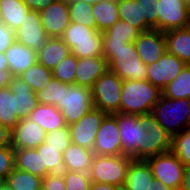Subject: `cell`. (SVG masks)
<instances>
[{
  "instance_id": "obj_1",
  "label": "cell",
  "mask_w": 190,
  "mask_h": 190,
  "mask_svg": "<svg viewBox=\"0 0 190 190\" xmlns=\"http://www.w3.org/2000/svg\"><path fill=\"white\" fill-rule=\"evenodd\" d=\"M162 92L147 80H125L122 84L120 113H151Z\"/></svg>"
},
{
  "instance_id": "obj_2",
  "label": "cell",
  "mask_w": 190,
  "mask_h": 190,
  "mask_svg": "<svg viewBox=\"0 0 190 190\" xmlns=\"http://www.w3.org/2000/svg\"><path fill=\"white\" fill-rule=\"evenodd\" d=\"M103 56L108 61V70L123 81L147 80V65L140 59L134 42L119 49H103Z\"/></svg>"
},
{
  "instance_id": "obj_3",
  "label": "cell",
  "mask_w": 190,
  "mask_h": 190,
  "mask_svg": "<svg viewBox=\"0 0 190 190\" xmlns=\"http://www.w3.org/2000/svg\"><path fill=\"white\" fill-rule=\"evenodd\" d=\"M151 113L171 137L190 128V99H170L161 94Z\"/></svg>"
},
{
  "instance_id": "obj_4",
  "label": "cell",
  "mask_w": 190,
  "mask_h": 190,
  "mask_svg": "<svg viewBox=\"0 0 190 190\" xmlns=\"http://www.w3.org/2000/svg\"><path fill=\"white\" fill-rule=\"evenodd\" d=\"M60 38L77 58L103 56L102 32L96 28L70 22Z\"/></svg>"
},
{
  "instance_id": "obj_5",
  "label": "cell",
  "mask_w": 190,
  "mask_h": 190,
  "mask_svg": "<svg viewBox=\"0 0 190 190\" xmlns=\"http://www.w3.org/2000/svg\"><path fill=\"white\" fill-rule=\"evenodd\" d=\"M131 160V157L123 154L116 156H98L94 154L88 173L90 181L116 187L123 186Z\"/></svg>"
},
{
  "instance_id": "obj_6",
  "label": "cell",
  "mask_w": 190,
  "mask_h": 190,
  "mask_svg": "<svg viewBox=\"0 0 190 190\" xmlns=\"http://www.w3.org/2000/svg\"><path fill=\"white\" fill-rule=\"evenodd\" d=\"M123 80L107 70L91 88L94 108L107 114L120 113Z\"/></svg>"
},
{
  "instance_id": "obj_7",
  "label": "cell",
  "mask_w": 190,
  "mask_h": 190,
  "mask_svg": "<svg viewBox=\"0 0 190 190\" xmlns=\"http://www.w3.org/2000/svg\"><path fill=\"white\" fill-rule=\"evenodd\" d=\"M156 2L157 0H117L119 18L140 32L157 30Z\"/></svg>"
},
{
  "instance_id": "obj_8",
  "label": "cell",
  "mask_w": 190,
  "mask_h": 190,
  "mask_svg": "<svg viewBox=\"0 0 190 190\" xmlns=\"http://www.w3.org/2000/svg\"><path fill=\"white\" fill-rule=\"evenodd\" d=\"M117 118L122 144V154L136 160H144L145 131L138 115L114 113Z\"/></svg>"
},
{
  "instance_id": "obj_9",
  "label": "cell",
  "mask_w": 190,
  "mask_h": 190,
  "mask_svg": "<svg viewBox=\"0 0 190 190\" xmlns=\"http://www.w3.org/2000/svg\"><path fill=\"white\" fill-rule=\"evenodd\" d=\"M94 108L91 89L76 84H68L63 88L61 113L66 125L78 122L86 113Z\"/></svg>"
},
{
  "instance_id": "obj_10",
  "label": "cell",
  "mask_w": 190,
  "mask_h": 190,
  "mask_svg": "<svg viewBox=\"0 0 190 190\" xmlns=\"http://www.w3.org/2000/svg\"><path fill=\"white\" fill-rule=\"evenodd\" d=\"M155 180L175 190H180L184 164L170 150L146 159Z\"/></svg>"
},
{
  "instance_id": "obj_11",
  "label": "cell",
  "mask_w": 190,
  "mask_h": 190,
  "mask_svg": "<svg viewBox=\"0 0 190 190\" xmlns=\"http://www.w3.org/2000/svg\"><path fill=\"white\" fill-rule=\"evenodd\" d=\"M157 30L166 32L190 26V6L183 0H157Z\"/></svg>"
},
{
  "instance_id": "obj_12",
  "label": "cell",
  "mask_w": 190,
  "mask_h": 190,
  "mask_svg": "<svg viewBox=\"0 0 190 190\" xmlns=\"http://www.w3.org/2000/svg\"><path fill=\"white\" fill-rule=\"evenodd\" d=\"M141 126L146 129L144 139V160L170 151L172 137L156 121L152 113L138 115Z\"/></svg>"
},
{
  "instance_id": "obj_13",
  "label": "cell",
  "mask_w": 190,
  "mask_h": 190,
  "mask_svg": "<svg viewBox=\"0 0 190 190\" xmlns=\"http://www.w3.org/2000/svg\"><path fill=\"white\" fill-rule=\"evenodd\" d=\"M93 153L98 156L122 155V144L117 118L107 114L97 130Z\"/></svg>"
},
{
  "instance_id": "obj_14",
  "label": "cell",
  "mask_w": 190,
  "mask_h": 190,
  "mask_svg": "<svg viewBox=\"0 0 190 190\" xmlns=\"http://www.w3.org/2000/svg\"><path fill=\"white\" fill-rule=\"evenodd\" d=\"M107 113L93 108L78 122L69 125L71 141L93 151L97 130Z\"/></svg>"
},
{
  "instance_id": "obj_15",
  "label": "cell",
  "mask_w": 190,
  "mask_h": 190,
  "mask_svg": "<svg viewBox=\"0 0 190 190\" xmlns=\"http://www.w3.org/2000/svg\"><path fill=\"white\" fill-rule=\"evenodd\" d=\"M185 66L177 56L166 51L159 60L147 65V81L162 91Z\"/></svg>"
},
{
  "instance_id": "obj_16",
  "label": "cell",
  "mask_w": 190,
  "mask_h": 190,
  "mask_svg": "<svg viewBox=\"0 0 190 190\" xmlns=\"http://www.w3.org/2000/svg\"><path fill=\"white\" fill-rule=\"evenodd\" d=\"M50 37L45 33L38 11L30 10L15 30V40L38 52Z\"/></svg>"
},
{
  "instance_id": "obj_17",
  "label": "cell",
  "mask_w": 190,
  "mask_h": 190,
  "mask_svg": "<svg viewBox=\"0 0 190 190\" xmlns=\"http://www.w3.org/2000/svg\"><path fill=\"white\" fill-rule=\"evenodd\" d=\"M39 14L49 37L60 38L70 24L68 0H55Z\"/></svg>"
},
{
  "instance_id": "obj_18",
  "label": "cell",
  "mask_w": 190,
  "mask_h": 190,
  "mask_svg": "<svg viewBox=\"0 0 190 190\" xmlns=\"http://www.w3.org/2000/svg\"><path fill=\"white\" fill-rule=\"evenodd\" d=\"M46 131L35 121L23 117L11 130L14 149L37 148L45 142Z\"/></svg>"
},
{
  "instance_id": "obj_19",
  "label": "cell",
  "mask_w": 190,
  "mask_h": 190,
  "mask_svg": "<svg viewBox=\"0 0 190 190\" xmlns=\"http://www.w3.org/2000/svg\"><path fill=\"white\" fill-rule=\"evenodd\" d=\"M134 44L140 59L146 65L156 62L166 52L164 32L156 29L140 32Z\"/></svg>"
},
{
  "instance_id": "obj_20",
  "label": "cell",
  "mask_w": 190,
  "mask_h": 190,
  "mask_svg": "<svg viewBox=\"0 0 190 190\" xmlns=\"http://www.w3.org/2000/svg\"><path fill=\"white\" fill-rule=\"evenodd\" d=\"M107 70L108 61L104 56L77 58L74 84L91 89Z\"/></svg>"
},
{
  "instance_id": "obj_21",
  "label": "cell",
  "mask_w": 190,
  "mask_h": 190,
  "mask_svg": "<svg viewBox=\"0 0 190 190\" xmlns=\"http://www.w3.org/2000/svg\"><path fill=\"white\" fill-rule=\"evenodd\" d=\"M140 31L123 20L102 32L103 49H119L126 43L134 42Z\"/></svg>"
},
{
  "instance_id": "obj_22",
  "label": "cell",
  "mask_w": 190,
  "mask_h": 190,
  "mask_svg": "<svg viewBox=\"0 0 190 190\" xmlns=\"http://www.w3.org/2000/svg\"><path fill=\"white\" fill-rule=\"evenodd\" d=\"M4 54L13 76H18L37 62L36 52L16 40Z\"/></svg>"
},
{
  "instance_id": "obj_23",
  "label": "cell",
  "mask_w": 190,
  "mask_h": 190,
  "mask_svg": "<svg viewBox=\"0 0 190 190\" xmlns=\"http://www.w3.org/2000/svg\"><path fill=\"white\" fill-rule=\"evenodd\" d=\"M69 54H71V49L61 38L50 37L36 56L39 63L53 70Z\"/></svg>"
},
{
  "instance_id": "obj_24",
  "label": "cell",
  "mask_w": 190,
  "mask_h": 190,
  "mask_svg": "<svg viewBox=\"0 0 190 190\" xmlns=\"http://www.w3.org/2000/svg\"><path fill=\"white\" fill-rule=\"evenodd\" d=\"M94 153L71 143L62 153L64 171L89 173Z\"/></svg>"
},
{
  "instance_id": "obj_25",
  "label": "cell",
  "mask_w": 190,
  "mask_h": 190,
  "mask_svg": "<svg viewBox=\"0 0 190 190\" xmlns=\"http://www.w3.org/2000/svg\"><path fill=\"white\" fill-rule=\"evenodd\" d=\"M166 51L190 65V26L164 32Z\"/></svg>"
},
{
  "instance_id": "obj_26",
  "label": "cell",
  "mask_w": 190,
  "mask_h": 190,
  "mask_svg": "<svg viewBox=\"0 0 190 190\" xmlns=\"http://www.w3.org/2000/svg\"><path fill=\"white\" fill-rule=\"evenodd\" d=\"M152 180L154 176L146 160L132 159L127 169L124 186L130 190H150Z\"/></svg>"
},
{
  "instance_id": "obj_27",
  "label": "cell",
  "mask_w": 190,
  "mask_h": 190,
  "mask_svg": "<svg viewBox=\"0 0 190 190\" xmlns=\"http://www.w3.org/2000/svg\"><path fill=\"white\" fill-rule=\"evenodd\" d=\"M8 87L13 93H16L19 118L28 117L39 104L36 93L19 76H13Z\"/></svg>"
},
{
  "instance_id": "obj_28",
  "label": "cell",
  "mask_w": 190,
  "mask_h": 190,
  "mask_svg": "<svg viewBox=\"0 0 190 190\" xmlns=\"http://www.w3.org/2000/svg\"><path fill=\"white\" fill-rule=\"evenodd\" d=\"M39 124L46 132L66 126L64 116L55 105L38 104L27 117Z\"/></svg>"
},
{
  "instance_id": "obj_29",
  "label": "cell",
  "mask_w": 190,
  "mask_h": 190,
  "mask_svg": "<svg viewBox=\"0 0 190 190\" xmlns=\"http://www.w3.org/2000/svg\"><path fill=\"white\" fill-rule=\"evenodd\" d=\"M92 14L96 19L97 31L104 32L120 19L117 0H102L92 4Z\"/></svg>"
},
{
  "instance_id": "obj_30",
  "label": "cell",
  "mask_w": 190,
  "mask_h": 190,
  "mask_svg": "<svg viewBox=\"0 0 190 190\" xmlns=\"http://www.w3.org/2000/svg\"><path fill=\"white\" fill-rule=\"evenodd\" d=\"M15 168L29 172L33 175L44 178L46 168H42L41 154H38L36 148L15 149Z\"/></svg>"
},
{
  "instance_id": "obj_31",
  "label": "cell",
  "mask_w": 190,
  "mask_h": 190,
  "mask_svg": "<svg viewBox=\"0 0 190 190\" xmlns=\"http://www.w3.org/2000/svg\"><path fill=\"white\" fill-rule=\"evenodd\" d=\"M30 9L22 0H0L3 23L11 30H17Z\"/></svg>"
},
{
  "instance_id": "obj_32",
  "label": "cell",
  "mask_w": 190,
  "mask_h": 190,
  "mask_svg": "<svg viewBox=\"0 0 190 190\" xmlns=\"http://www.w3.org/2000/svg\"><path fill=\"white\" fill-rule=\"evenodd\" d=\"M19 121L16 93L9 87L0 88V124L12 130Z\"/></svg>"
},
{
  "instance_id": "obj_33",
  "label": "cell",
  "mask_w": 190,
  "mask_h": 190,
  "mask_svg": "<svg viewBox=\"0 0 190 190\" xmlns=\"http://www.w3.org/2000/svg\"><path fill=\"white\" fill-rule=\"evenodd\" d=\"M31 89L37 93L43 90L53 77L52 70L47 69L38 61L18 75Z\"/></svg>"
},
{
  "instance_id": "obj_34",
  "label": "cell",
  "mask_w": 190,
  "mask_h": 190,
  "mask_svg": "<svg viewBox=\"0 0 190 190\" xmlns=\"http://www.w3.org/2000/svg\"><path fill=\"white\" fill-rule=\"evenodd\" d=\"M161 92L170 99H190V65H186Z\"/></svg>"
},
{
  "instance_id": "obj_35",
  "label": "cell",
  "mask_w": 190,
  "mask_h": 190,
  "mask_svg": "<svg viewBox=\"0 0 190 190\" xmlns=\"http://www.w3.org/2000/svg\"><path fill=\"white\" fill-rule=\"evenodd\" d=\"M36 149L38 154H41L42 168H46V176L48 174L62 173L64 171L62 153L56 148L44 142Z\"/></svg>"
},
{
  "instance_id": "obj_36",
  "label": "cell",
  "mask_w": 190,
  "mask_h": 190,
  "mask_svg": "<svg viewBox=\"0 0 190 190\" xmlns=\"http://www.w3.org/2000/svg\"><path fill=\"white\" fill-rule=\"evenodd\" d=\"M42 180L39 176L18 170L17 168H14L6 178V182L14 190H39Z\"/></svg>"
},
{
  "instance_id": "obj_37",
  "label": "cell",
  "mask_w": 190,
  "mask_h": 190,
  "mask_svg": "<svg viewBox=\"0 0 190 190\" xmlns=\"http://www.w3.org/2000/svg\"><path fill=\"white\" fill-rule=\"evenodd\" d=\"M68 83L59 81L52 77L49 84L41 91L36 93L38 102L40 104L55 105L61 110L63 88H67Z\"/></svg>"
},
{
  "instance_id": "obj_38",
  "label": "cell",
  "mask_w": 190,
  "mask_h": 190,
  "mask_svg": "<svg viewBox=\"0 0 190 190\" xmlns=\"http://www.w3.org/2000/svg\"><path fill=\"white\" fill-rule=\"evenodd\" d=\"M70 22L96 28V19L92 14V4L81 1H68Z\"/></svg>"
},
{
  "instance_id": "obj_39",
  "label": "cell",
  "mask_w": 190,
  "mask_h": 190,
  "mask_svg": "<svg viewBox=\"0 0 190 190\" xmlns=\"http://www.w3.org/2000/svg\"><path fill=\"white\" fill-rule=\"evenodd\" d=\"M171 151L184 166L190 165V128H186L172 137Z\"/></svg>"
},
{
  "instance_id": "obj_40",
  "label": "cell",
  "mask_w": 190,
  "mask_h": 190,
  "mask_svg": "<svg viewBox=\"0 0 190 190\" xmlns=\"http://www.w3.org/2000/svg\"><path fill=\"white\" fill-rule=\"evenodd\" d=\"M77 57L69 54L52 70L53 77L61 82L74 84Z\"/></svg>"
},
{
  "instance_id": "obj_41",
  "label": "cell",
  "mask_w": 190,
  "mask_h": 190,
  "mask_svg": "<svg viewBox=\"0 0 190 190\" xmlns=\"http://www.w3.org/2000/svg\"><path fill=\"white\" fill-rule=\"evenodd\" d=\"M45 143L56 148L60 153L72 143L69 126L66 125L60 129L46 133Z\"/></svg>"
},
{
  "instance_id": "obj_42",
  "label": "cell",
  "mask_w": 190,
  "mask_h": 190,
  "mask_svg": "<svg viewBox=\"0 0 190 190\" xmlns=\"http://www.w3.org/2000/svg\"><path fill=\"white\" fill-rule=\"evenodd\" d=\"M65 190H90L91 181L88 173L63 171Z\"/></svg>"
},
{
  "instance_id": "obj_43",
  "label": "cell",
  "mask_w": 190,
  "mask_h": 190,
  "mask_svg": "<svg viewBox=\"0 0 190 190\" xmlns=\"http://www.w3.org/2000/svg\"><path fill=\"white\" fill-rule=\"evenodd\" d=\"M15 149L12 146L0 148V176L7 178V176L15 168Z\"/></svg>"
},
{
  "instance_id": "obj_44",
  "label": "cell",
  "mask_w": 190,
  "mask_h": 190,
  "mask_svg": "<svg viewBox=\"0 0 190 190\" xmlns=\"http://www.w3.org/2000/svg\"><path fill=\"white\" fill-rule=\"evenodd\" d=\"M39 190H65V180L62 173L48 174L42 180Z\"/></svg>"
},
{
  "instance_id": "obj_45",
  "label": "cell",
  "mask_w": 190,
  "mask_h": 190,
  "mask_svg": "<svg viewBox=\"0 0 190 190\" xmlns=\"http://www.w3.org/2000/svg\"><path fill=\"white\" fill-rule=\"evenodd\" d=\"M15 42V31L6 24H0V52L4 53Z\"/></svg>"
},
{
  "instance_id": "obj_46",
  "label": "cell",
  "mask_w": 190,
  "mask_h": 190,
  "mask_svg": "<svg viewBox=\"0 0 190 190\" xmlns=\"http://www.w3.org/2000/svg\"><path fill=\"white\" fill-rule=\"evenodd\" d=\"M22 1L30 10L41 12L55 0H22Z\"/></svg>"
},
{
  "instance_id": "obj_47",
  "label": "cell",
  "mask_w": 190,
  "mask_h": 190,
  "mask_svg": "<svg viewBox=\"0 0 190 190\" xmlns=\"http://www.w3.org/2000/svg\"><path fill=\"white\" fill-rule=\"evenodd\" d=\"M11 146V130L0 124V148Z\"/></svg>"
},
{
  "instance_id": "obj_48",
  "label": "cell",
  "mask_w": 190,
  "mask_h": 190,
  "mask_svg": "<svg viewBox=\"0 0 190 190\" xmlns=\"http://www.w3.org/2000/svg\"><path fill=\"white\" fill-rule=\"evenodd\" d=\"M12 77L9 70H0V88L8 87Z\"/></svg>"
},
{
  "instance_id": "obj_49",
  "label": "cell",
  "mask_w": 190,
  "mask_h": 190,
  "mask_svg": "<svg viewBox=\"0 0 190 190\" xmlns=\"http://www.w3.org/2000/svg\"><path fill=\"white\" fill-rule=\"evenodd\" d=\"M180 190H190V165L185 166Z\"/></svg>"
},
{
  "instance_id": "obj_50",
  "label": "cell",
  "mask_w": 190,
  "mask_h": 190,
  "mask_svg": "<svg viewBox=\"0 0 190 190\" xmlns=\"http://www.w3.org/2000/svg\"><path fill=\"white\" fill-rule=\"evenodd\" d=\"M90 190H119V187L109 185V184L91 182Z\"/></svg>"
},
{
  "instance_id": "obj_51",
  "label": "cell",
  "mask_w": 190,
  "mask_h": 190,
  "mask_svg": "<svg viewBox=\"0 0 190 190\" xmlns=\"http://www.w3.org/2000/svg\"><path fill=\"white\" fill-rule=\"evenodd\" d=\"M150 190H175V189L166 186L162 184L160 181L154 179L152 180V186Z\"/></svg>"
},
{
  "instance_id": "obj_52",
  "label": "cell",
  "mask_w": 190,
  "mask_h": 190,
  "mask_svg": "<svg viewBox=\"0 0 190 190\" xmlns=\"http://www.w3.org/2000/svg\"><path fill=\"white\" fill-rule=\"evenodd\" d=\"M0 70H9L7 58L4 53L0 52Z\"/></svg>"
},
{
  "instance_id": "obj_53",
  "label": "cell",
  "mask_w": 190,
  "mask_h": 190,
  "mask_svg": "<svg viewBox=\"0 0 190 190\" xmlns=\"http://www.w3.org/2000/svg\"><path fill=\"white\" fill-rule=\"evenodd\" d=\"M0 190H14L12 187L8 185L7 182H5L1 187Z\"/></svg>"
},
{
  "instance_id": "obj_54",
  "label": "cell",
  "mask_w": 190,
  "mask_h": 190,
  "mask_svg": "<svg viewBox=\"0 0 190 190\" xmlns=\"http://www.w3.org/2000/svg\"><path fill=\"white\" fill-rule=\"evenodd\" d=\"M68 1H81V2H86V3H89V4H94L95 3V0H68Z\"/></svg>"
},
{
  "instance_id": "obj_55",
  "label": "cell",
  "mask_w": 190,
  "mask_h": 190,
  "mask_svg": "<svg viewBox=\"0 0 190 190\" xmlns=\"http://www.w3.org/2000/svg\"><path fill=\"white\" fill-rule=\"evenodd\" d=\"M6 182V178L0 176V187Z\"/></svg>"
},
{
  "instance_id": "obj_56",
  "label": "cell",
  "mask_w": 190,
  "mask_h": 190,
  "mask_svg": "<svg viewBox=\"0 0 190 190\" xmlns=\"http://www.w3.org/2000/svg\"><path fill=\"white\" fill-rule=\"evenodd\" d=\"M119 190H130V189L123 185V186L119 187Z\"/></svg>"
},
{
  "instance_id": "obj_57",
  "label": "cell",
  "mask_w": 190,
  "mask_h": 190,
  "mask_svg": "<svg viewBox=\"0 0 190 190\" xmlns=\"http://www.w3.org/2000/svg\"><path fill=\"white\" fill-rule=\"evenodd\" d=\"M187 5L190 6V0H183Z\"/></svg>"
},
{
  "instance_id": "obj_58",
  "label": "cell",
  "mask_w": 190,
  "mask_h": 190,
  "mask_svg": "<svg viewBox=\"0 0 190 190\" xmlns=\"http://www.w3.org/2000/svg\"><path fill=\"white\" fill-rule=\"evenodd\" d=\"M2 23H3V19H2V14L0 12V24H2Z\"/></svg>"
}]
</instances>
